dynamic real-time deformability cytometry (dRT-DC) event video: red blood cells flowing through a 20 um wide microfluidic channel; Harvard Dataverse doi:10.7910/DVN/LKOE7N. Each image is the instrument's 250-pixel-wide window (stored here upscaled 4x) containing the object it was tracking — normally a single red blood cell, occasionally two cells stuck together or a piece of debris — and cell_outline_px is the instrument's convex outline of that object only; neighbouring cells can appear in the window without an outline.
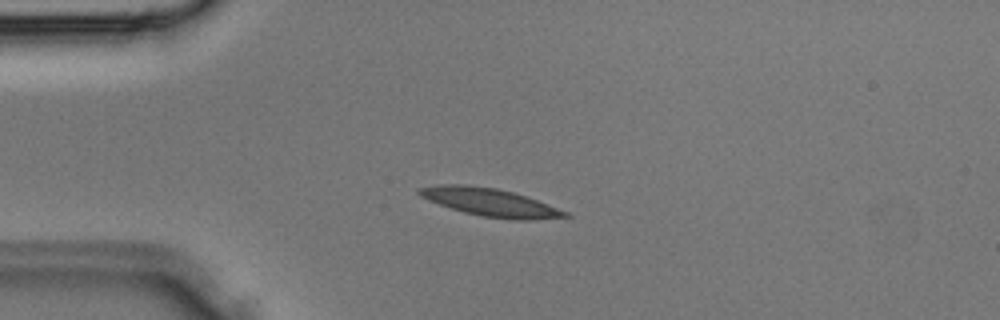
{"species": "Egyptian fruit bat (a non-hibernating species)", "species_latin": "Rousettus aegyptiacus", "temperature_condition": "room temperature", "stored_images_in_passage": 32, "camera_frame_rate_fps": 3000, "um_per_image_px": 0.085, "animal": {"sex": "male"}, "frame": {"image": 1, "passage_image": 5, "time_ms": 1.333, "image_size_px": [1000, 320], "cell_outline_px": [[572, 216], [532, 220], [512, 220], [480, 216], [464, 212], [428, 200], [420, 196], [416, 192], [416, 188], [436, 184], [468, 184], [496, 188], [512, 192], [536, 200], [568, 212]], "centroid_in_image_um": [41.61, 17.19], "position_along_channel_um": 43.4, "area_um2": 23.76}}
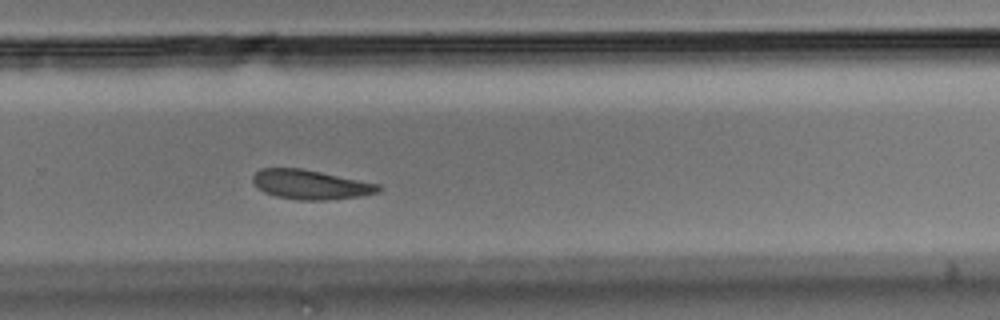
{"frame": {"image": 2, "passage_image": 20, "time_ms": 6.333, "image_size_px": [1000, 320], "cell_outline_px": [[384, 188], [380, 192], [360, 196], [324, 200], [300, 200], [276, 196], [264, 192], [252, 180], [252, 176], [260, 168], [300, 168], [380, 184]], "centroid_in_image_um": [26.43, 15.69], "position_along_channel_um": 303.4, "area_um2": 21.39}}
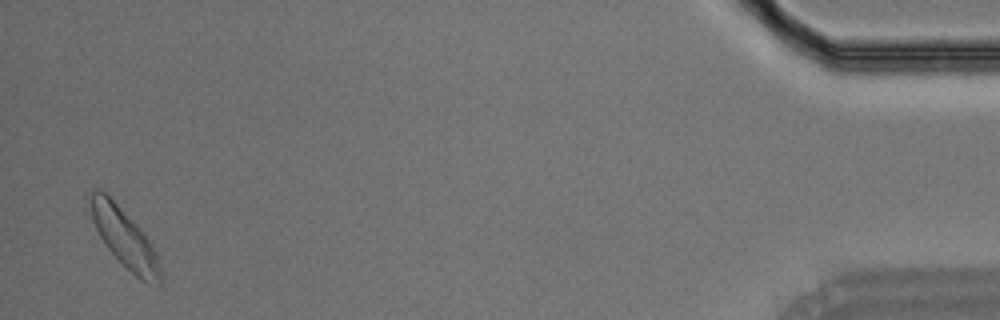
{"frame": {"image": 3, "passage_image": 31, "time_ms": 10.0, "image_size_px": [1000, 320], "cell_outline_px": [[160, 284], [156, 288], [140, 280], [108, 248], [100, 236], [92, 220], [92, 192], [96, 188], [100, 188], [108, 192], [136, 224], [148, 240], [156, 252], [160, 268]], "centroid_in_image_um": [10.61, 20.23], "position_along_channel_um": 424.6, "area_um2": 23.47}}